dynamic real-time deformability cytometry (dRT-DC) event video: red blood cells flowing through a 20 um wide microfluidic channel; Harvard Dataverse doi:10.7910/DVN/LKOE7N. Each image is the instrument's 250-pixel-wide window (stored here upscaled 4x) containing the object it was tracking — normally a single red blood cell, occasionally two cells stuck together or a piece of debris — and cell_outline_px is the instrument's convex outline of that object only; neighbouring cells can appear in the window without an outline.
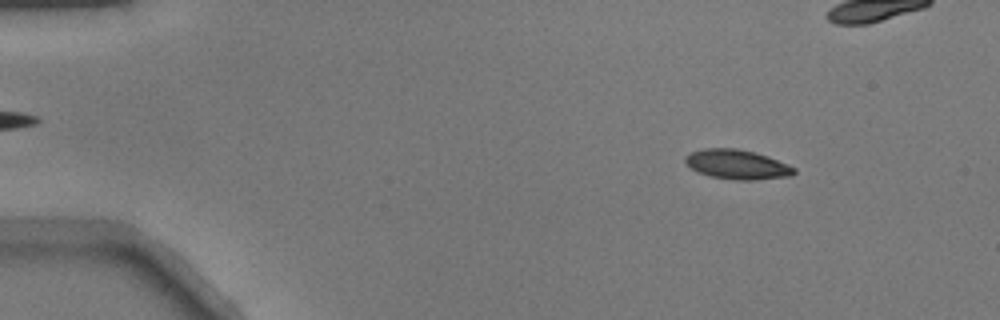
{"species": "common noctule bat (a hibernating species)", "species_latin": "Nyctalus noctula", "temperature_condition": "warm", "stored_images_in_passage": 11, "camera_frame_rate_fps": 3000, "um_per_image_px": 0.085, "animal": {"sex": "male", "body_mass_g": 17.9}, "frame": {"image": 1, "passage_image": 7, "time_ms": 2.0, "image_size_px": [1000, 320], "cell_outline_px": [[796, 172], [792, 176], [752, 180], [736, 180], [708, 176], [692, 168], [684, 160], [684, 156], [692, 152], [704, 148], [736, 148], [768, 156], [796, 168]], "centroid_in_image_um": [62.67, 13.98], "position_along_channel_um": 22.3, "area_um2": 18.61}}